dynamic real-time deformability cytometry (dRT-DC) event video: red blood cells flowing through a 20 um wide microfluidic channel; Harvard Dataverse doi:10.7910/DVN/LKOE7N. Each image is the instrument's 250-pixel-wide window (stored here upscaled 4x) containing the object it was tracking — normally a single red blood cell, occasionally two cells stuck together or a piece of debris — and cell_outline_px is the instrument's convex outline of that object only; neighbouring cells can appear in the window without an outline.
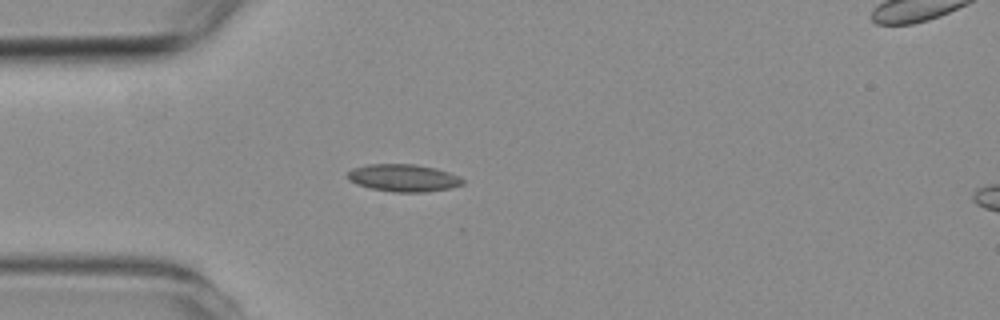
{"species": "common noctule bat (a hibernating species)", "species_latin": "Nyctalus noctula", "temperature_condition": "room temperature", "stored_images_in_passage": 4, "segment_of_instrument_passage": [1, 2], "camera_frame_rate_fps": 3000, "um_per_image_px": 0.085, "animal": {"sex": "female", "body_mass_g": 19.3, "forearm_length_mm": 54.1}, "frame": {"image": 1, "passage_image": 3, "time_ms": 2.333, "image_size_px": [1000, 320], "cell_outline_px": [[464, 184], [448, 188], [424, 192], [392, 192], [372, 188], [356, 184], [348, 180], [344, 176], [352, 168], [368, 164], [416, 164], [436, 168], [460, 176], [464, 180]], "centroid_in_image_um": [34.26, 15.11], "position_along_channel_um": 50.7, "area_um2": 18.5}}